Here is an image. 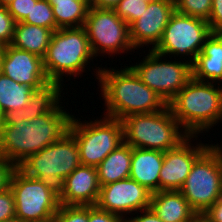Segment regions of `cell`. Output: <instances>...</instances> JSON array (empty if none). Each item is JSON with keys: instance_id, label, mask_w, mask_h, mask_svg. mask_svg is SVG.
Here are the masks:
<instances>
[{"instance_id": "obj_1", "label": "cell", "mask_w": 222, "mask_h": 222, "mask_svg": "<svg viewBox=\"0 0 222 222\" xmlns=\"http://www.w3.org/2000/svg\"><path fill=\"white\" fill-rule=\"evenodd\" d=\"M60 105L31 121L7 117L0 124V157L18 166L65 135L73 115Z\"/></svg>"}, {"instance_id": "obj_2", "label": "cell", "mask_w": 222, "mask_h": 222, "mask_svg": "<svg viewBox=\"0 0 222 222\" xmlns=\"http://www.w3.org/2000/svg\"><path fill=\"white\" fill-rule=\"evenodd\" d=\"M97 68L95 75L106 106L103 115L122 120L132 114L158 112L167 106L130 66L120 70L107 69L106 65L105 68Z\"/></svg>"}, {"instance_id": "obj_3", "label": "cell", "mask_w": 222, "mask_h": 222, "mask_svg": "<svg viewBox=\"0 0 222 222\" xmlns=\"http://www.w3.org/2000/svg\"><path fill=\"white\" fill-rule=\"evenodd\" d=\"M167 105L190 136L206 133L222 122V84L192 77Z\"/></svg>"}, {"instance_id": "obj_4", "label": "cell", "mask_w": 222, "mask_h": 222, "mask_svg": "<svg viewBox=\"0 0 222 222\" xmlns=\"http://www.w3.org/2000/svg\"><path fill=\"white\" fill-rule=\"evenodd\" d=\"M79 147L68 131L59 140L28 156L17 167L26 175L39 179L59 198L65 178L81 165Z\"/></svg>"}, {"instance_id": "obj_5", "label": "cell", "mask_w": 222, "mask_h": 222, "mask_svg": "<svg viewBox=\"0 0 222 222\" xmlns=\"http://www.w3.org/2000/svg\"><path fill=\"white\" fill-rule=\"evenodd\" d=\"M122 124L124 142L132 148L165 152L190 136L174 118L168 105L158 112L129 115L122 119Z\"/></svg>"}, {"instance_id": "obj_6", "label": "cell", "mask_w": 222, "mask_h": 222, "mask_svg": "<svg viewBox=\"0 0 222 222\" xmlns=\"http://www.w3.org/2000/svg\"><path fill=\"white\" fill-rule=\"evenodd\" d=\"M93 55L84 27L59 28L52 34L47 52L43 58L45 73L50 81L63 83V76L76 79ZM62 81V82H61Z\"/></svg>"}, {"instance_id": "obj_7", "label": "cell", "mask_w": 222, "mask_h": 222, "mask_svg": "<svg viewBox=\"0 0 222 222\" xmlns=\"http://www.w3.org/2000/svg\"><path fill=\"white\" fill-rule=\"evenodd\" d=\"M101 118L89 122L71 118L68 131L78 144L81 165L97 167L124 142L122 120L105 115Z\"/></svg>"}, {"instance_id": "obj_8", "label": "cell", "mask_w": 222, "mask_h": 222, "mask_svg": "<svg viewBox=\"0 0 222 222\" xmlns=\"http://www.w3.org/2000/svg\"><path fill=\"white\" fill-rule=\"evenodd\" d=\"M179 191L198 215L222 196V145L212 144L194 162Z\"/></svg>"}, {"instance_id": "obj_9", "label": "cell", "mask_w": 222, "mask_h": 222, "mask_svg": "<svg viewBox=\"0 0 222 222\" xmlns=\"http://www.w3.org/2000/svg\"><path fill=\"white\" fill-rule=\"evenodd\" d=\"M211 34L206 20L184 15L175 10L164 29L161 41L153 50L166 58L169 55L170 59L179 56L181 60L184 56L187 59L185 61L193 65Z\"/></svg>"}, {"instance_id": "obj_10", "label": "cell", "mask_w": 222, "mask_h": 222, "mask_svg": "<svg viewBox=\"0 0 222 222\" xmlns=\"http://www.w3.org/2000/svg\"><path fill=\"white\" fill-rule=\"evenodd\" d=\"M10 188L14 195L15 213L23 222H54L59 197L39 179L24 174L18 167L13 172Z\"/></svg>"}, {"instance_id": "obj_11", "label": "cell", "mask_w": 222, "mask_h": 222, "mask_svg": "<svg viewBox=\"0 0 222 222\" xmlns=\"http://www.w3.org/2000/svg\"><path fill=\"white\" fill-rule=\"evenodd\" d=\"M150 50L141 62L130 65L140 80L167 104L192 78V65L186 61H170ZM166 60V61H165Z\"/></svg>"}, {"instance_id": "obj_12", "label": "cell", "mask_w": 222, "mask_h": 222, "mask_svg": "<svg viewBox=\"0 0 222 222\" xmlns=\"http://www.w3.org/2000/svg\"><path fill=\"white\" fill-rule=\"evenodd\" d=\"M83 27L95 57L135 50L129 38V25L114 9L90 7Z\"/></svg>"}, {"instance_id": "obj_13", "label": "cell", "mask_w": 222, "mask_h": 222, "mask_svg": "<svg viewBox=\"0 0 222 222\" xmlns=\"http://www.w3.org/2000/svg\"><path fill=\"white\" fill-rule=\"evenodd\" d=\"M151 196L145 186L128 177L101 186L96 206L127 219L126 215L150 208Z\"/></svg>"}, {"instance_id": "obj_14", "label": "cell", "mask_w": 222, "mask_h": 222, "mask_svg": "<svg viewBox=\"0 0 222 222\" xmlns=\"http://www.w3.org/2000/svg\"><path fill=\"white\" fill-rule=\"evenodd\" d=\"M196 137L198 136H189L176 148L164 152L159 176V191H179L194 162L212 145L199 142L195 146L191 143V139Z\"/></svg>"}, {"instance_id": "obj_15", "label": "cell", "mask_w": 222, "mask_h": 222, "mask_svg": "<svg viewBox=\"0 0 222 222\" xmlns=\"http://www.w3.org/2000/svg\"><path fill=\"white\" fill-rule=\"evenodd\" d=\"M175 10L174 0L150 2L145 12L129 25V38L134 49L152 45L153 50L161 41L164 29Z\"/></svg>"}, {"instance_id": "obj_16", "label": "cell", "mask_w": 222, "mask_h": 222, "mask_svg": "<svg viewBox=\"0 0 222 222\" xmlns=\"http://www.w3.org/2000/svg\"><path fill=\"white\" fill-rule=\"evenodd\" d=\"M2 61V73L20 84L38 89L48 83L43 58L9 45Z\"/></svg>"}, {"instance_id": "obj_17", "label": "cell", "mask_w": 222, "mask_h": 222, "mask_svg": "<svg viewBox=\"0 0 222 222\" xmlns=\"http://www.w3.org/2000/svg\"><path fill=\"white\" fill-rule=\"evenodd\" d=\"M100 184L96 167L80 165L65 178L62 205H96Z\"/></svg>"}, {"instance_id": "obj_18", "label": "cell", "mask_w": 222, "mask_h": 222, "mask_svg": "<svg viewBox=\"0 0 222 222\" xmlns=\"http://www.w3.org/2000/svg\"><path fill=\"white\" fill-rule=\"evenodd\" d=\"M192 77L199 81L222 82V33H213L206 39L192 65Z\"/></svg>"}, {"instance_id": "obj_19", "label": "cell", "mask_w": 222, "mask_h": 222, "mask_svg": "<svg viewBox=\"0 0 222 222\" xmlns=\"http://www.w3.org/2000/svg\"><path fill=\"white\" fill-rule=\"evenodd\" d=\"M164 161V152L159 150L132 148L129 178L145 186L150 192L159 191V176Z\"/></svg>"}, {"instance_id": "obj_20", "label": "cell", "mask_w": 222, "mask_h": 222, "mask_svg": "<svg viewBox=\"0 0 222 222\" xmlns=\"http://www.w3.org/2000/svg\"><path fill=\"white\" fill-rule=\"evenodd\" d=\"M150 208L164 222H189L197 215L180 191L152 193Z\"/></svg>"}, {"instance_id": "obj_21", "label": "cell", "mask_w": 222, "mask_h": 222, "mask_svg": "<svg viewBox=\"0 0 222 222\" xmlns=\"http://www.w3.org/2000/svg\"><path fill=\"white\" fill-rule=\"evenodd\" d=\"M63 86L57 81H49L42 87L34 89L27 105L14 115L17 118L31 121L42 114L51 112L61 102Z\"/></svg>"}, {"instance_id": "obj_22", "label": "cell", "mask_w": 222, "mask_h": 222, "mask_svg": "<svg viewBox=\"0 0 222 222\" xmlns=\"http://www.w3.org/2000/svg\"><path fill=\"white\" fill-rule=\"evenodd\" d=\"M53 32L46 27L19 22L15 24L10 45L44 58Z\"/></svg>"}, {"instance_id": "obj_23", "label": "cell", "mask_w": 222, "mask_h": 222, "mask_svg": "<svg viewBox=\"0 0 222 222\" xmlns=\"http://www.w3.org/2000/svg\"><path fill=\"white\" fill-rule=\"evenodd\" d=\"M132 147L125 142L113 150L96 168L100 186L128 178L131 171Z\"/></svg>"}, {"instance_id": "obj_24", "label": "cell", "mask_w": 222, "mask_h": 222, "mask_svg": "<svg viewBox=\"0 0 222 222\" xmlns=\"http://www.w3.org/2000/svg\"><path fill=\"white\" fill-rule=\"evenodd\" d=\"M34 88L20 84L0 74V107L6 118L14 115L18 110L27 105Z\"/></svg>"}, {"instance_id": "obj_25", "label": "cell", "mask_w": 222, "mask_h": 222, "mask_svg": "<svg viewBox=\"0 0 222 222\" xmlns=\"http://www.w3.org/2000/svg\"><path fill=\"white\" fill-rule=\"evenodd\" d=\"M53 9L56 30L59 28L82 27L90 8L89 1L49 3Z\"/></svg>"}, {"instance_id": "obj_26", "label": "cell", "mask_w": 222, "mask_h": 222, "mask_svg": "<svg viewBox=\"0 0 222 222\" xmlns=\"http://www.w3.org/2000/svg\"><path fill=\"white\" fill-rule=\"evenodd\" d=\"M23 23H29L40 27L56 30V21L52 6L47 0L32 1V9Z\"/></svg>"}, {"instance_id": "obj_27", "label": "cell", "mask_w": 222, "mask_h": 222, "mask_svg": "<svg viewBox=\"0 0 222 222\" xmlns=\"http://www.w3.org/2000/svg\"><path fill=\"white\" fill-rule=\"evenodd\" d=\"M176 11L181 14L189 15L209 20L212 10V0H174Z\"/></svg>"}, {"instance_id": "obj_28", "label": "cell", "mask_w": 222, "mask_h": 222, "mask_svg": "<svg viewBox=\"0 0 222 222\" xmlns=\"http://www.w3.org/2000/svg\"><path fill=\"white\" fill-rule=\"evenodd\" d=\"M148 4L144 0H120L113 9L122 20L130 25L145 12Z\"/></svg>"}, {"instance_id": "obj_29", "label": "cell", "mask_w": 222, "mask_h": 222, "mask_svg": "<svg viewBox=\"0 0 222 222\" xmlns=\"http://www.w3.org/2000/svg\"><path fill=\"white\" fill-rule=\"evenodd\" d=\"M54 222H88V205L60 204Z\"/></svg>"}, {"instance_id": "obj_30", "label": "cell", "mask_w": 222, "mask_h": 222, "mask_svg": "<svg viewBox=\"0 0 222 222\" xmlns=\"http://www.w3.org/2000/svg\"><path fill=\"white\" fill-rule=\"evenodd\" d=\"M16 22L8 12L7 7L0 5V40L9 45L13 38V32Z\"/></svg>"}, {"instance_id": "obj_31", "label": "cell", "mask_w": 222, "mask_h": 222, "mask_svg": "<svg viewBox=\"0 0 222 222\" xmlns=\"http://www.w3.org/2000/svg\"><path fill=\"white\" fill-rule=\"evenodd\" d=\"M32 1L37 0H12L6 7L16 23L23 22L32 9Z\"/></svg>"}, {"instance_id": "obj_32", "label": "cell", "mask_w": 222, "mask_h": 222, "mask_svg": "<svg viewBox=\"0 0 222 222\" xmlns=\"http://www.w3.org/2000/svg\"><path fill=\"white\" fill-rule=\"evenodd\" d=\"M15 201L11 188L0 192V221L15 217Z\"/></svg>"}, {"instance_id": "obj_33", "label": "cell", "mask_w": 222, "mask_h": 222, "mask_svg": "<svg viewBox=\"0 0 222 222\" xmlns=\"http://www.w3.org/2000/svg\"><path fill=\"white\" fill-rule=\"evenodd\" d=\"M88 222H126V218L102 210L96 205H88Z\"/></svg>"}, {"instance_id": "obj_34", "label": "cell", "mask_w": 222, "mask_h": 222, "mask_svg": "<svg viewBox=\"0 0 222 222\" xmlns=\"http://www.w3.org/2000/svg\"><path fill=\"white\" fill-rule=\"evenodd\" d=\"M213 33H222V0H212V10L207 21Z\"/></svg>"}, {"instance_id": "obj_35", "label": "cell", "mask_w": 222, "mask_h": 222, "mask_svg": "<svg viewBox=\"0 0 222 222\" xmlns=\"http://www.w3.org/2000/svg\"><path fill=\"white\" fill-rule=\"evenodd\" d=\"M16 168L14 163L0 157V192L10 187V181Z\"/></svg>"}, {"instance_id": "obj_36", "label": "cell", "mask_w": 222, "mask_h": 222, "mask_svg": "<svg viewBox=\"0 0 222 222\" xmlns=\"http://www.w3.org/2000/svg\"><path fill=\"white\" fill-rule=\"evenodd\" d=\"M202 216L208 222H222V196H220L218 200L202 214Z\"/></svg>"}, {"instance_id": "obj_37", "label": "cell", "mask_w": 222, "mask_h": 222, "mask_svg": "<svg viewBox=\"0 0 222 222\" xmlns=\"http://www.w3.org/2000/svg\"><path fill=\"white\" fill-rule=\"evenodd\" d=\"M140 214L138 212H136V214H138L136 217H131V218H127L126 222H164L163 220H161L157 214L151 209V208H147L144 210L139 211Z\"/></svg>"}, {"instance_id": "obj_38", "label": "cell", "mask_w": 222, "mask_h": 222, "mask_svg": "<svg viewBox=\"0 0 222 222\" xmlns=\"http://www.w3.org/2000/svg\"><path fill=\"white\" fill-rule=\"evenodd\" d=\"M120 0H89V6L95 8L113 9Z\"/></svg>"}, {"instance_id": "obj_39", "label": "cell", "mask_w": 222, "mask_h": 222, "mask_svg": "<svg viewBox=\"0 0 222 222\" xmlns=\"http://www.w3.org/2000/svg\"><path fill=\"white\" fill-rule=\"evenodd\" d=\"M8 46L9 44L7 42L0 40V60L6 55Z\"/></svg>"}, {"instance_id": "obj_40", "label": "cell", "mask_w": 222, "mask_h": 222, "mask_svg": "<svg viewBox=\"0 0 222 222\" xmlns=\"http://www.w3.org/2000/svg\"><path fill=\"white\" fill-rule=\"evenodd\" d=\"M189 222H208L202 215H196L191 221Z\"/></svg>"}, {"instance_id": "obj_41", "label": "cell", "mask_w": 222, "mask_h": 222, "mask_svg": "<svg viewBox=\"0 0 222 222\" xmlns=\"http://www.w3.org/2000/svg\"><path fill=\"white\" fill-rule=\"evenodd\" d=\"M48 3H65V2H72V1H89V0H47Z\"/></svg>"}, {"instance_id": "obj_42", "label": "cell", "mask_w": 222, "mask_h": 222, "mask_svg": "<svg viewBox=\"0 0 222 222\" xmlns=\"http://www.w3.org/2000/svg\"><path fill=\"white\" fill-rule=\"evenodd\" d=\"M0 222H23V221H21L18 217L15 216L10 219L2 220Z\"/></svg>"}, {"instance_id": "obj_43", "label": "cell", "mask_w": 222, "mask_h": 222, "mask_svg": "<svg viewBox=\"0 0 222 222\" xmlns=\"http://www.w3.org/2000/svg\"><path fill=\"white\" fill-rule=\"evenodd\" d=\"M6 119L5 114L3 113L1 107H0V124Z\"/></svg>"}, {"instance_id": "obj_44", "label": "cell", "mask_w": 222, "mask_h": 222, "mask_svg": "<svg viewBox=\"0 0 222 222\" xmlns=\"http://www.w3.org/2000/svg\"><path fill=\"white\" fill-rule=\"evenodd\" d=\"M12 0H0V5L7 6Z\"/></svg>"}, {"instance_id": "obj_45", "label": "cell", "mask_w": 222, "mask_h": 222, "mask_svg": "<svg viewBox=\"0 0 222 222\" xmlns=\"http://www.w3.org/2000/svg\"><path fill=\"white\" fill-rule=\"evenodd\" d=\"M2 73V61L0 60V74Z\"/></svg>"}, {"instance_id": "obj_46", "label": "cell", "mask_w": 222, "mask_h": 222, "mask_svg": "<svg viewBox=\"0 0 222 222\" xmlns=\"http://www.w3.org/2000/svg\"><path fill=\"white\" fill-rule=\"evenodd\" d=\"M144 1L150 3V2H155V1H158V0H144Z\"/></svg>"}]
</instances>
